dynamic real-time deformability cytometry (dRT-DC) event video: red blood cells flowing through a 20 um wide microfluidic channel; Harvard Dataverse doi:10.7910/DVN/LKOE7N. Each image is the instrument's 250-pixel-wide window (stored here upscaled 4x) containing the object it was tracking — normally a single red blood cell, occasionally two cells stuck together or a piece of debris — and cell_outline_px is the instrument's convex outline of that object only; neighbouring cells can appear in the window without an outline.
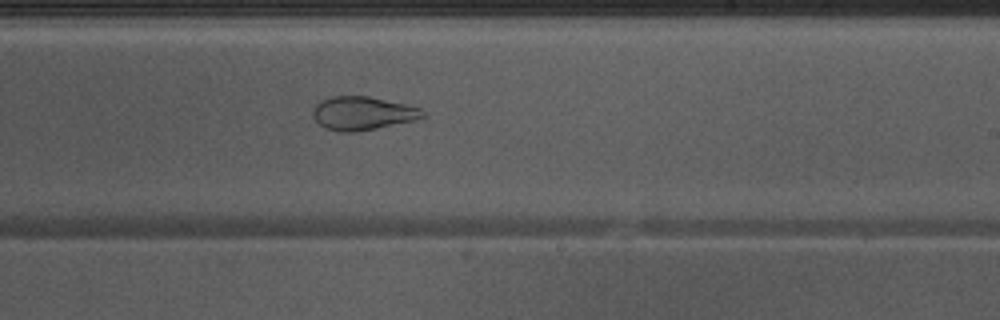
{"species": "Egyptian fruit bat (a non-hibernating species)", "species_latin": "Rousettus aegyptiacus", "temperature_condition": "warm", "stored_images_in_passage": 51, "camera_frame_rate_fps": 3000, "um_per_image_px": 0.085, "animal": {"sex": "male"}, "frame": {"image": 1, "passage_image": 30, "time_ms": 9.667, "image_size_px": [1000, 320], "cell_outline_px": [[424, 120], [356, 132], [340, 132], [324, 128], [312, 116], [312, 108], [320, 100], [332, 96], [368, 96], [404, 104], [420, 108], [424, 112]], "centroid_in_image_um": [30.85, 9.65], "position_along_channel_um": 258.2, "area_um2": 21.85}}
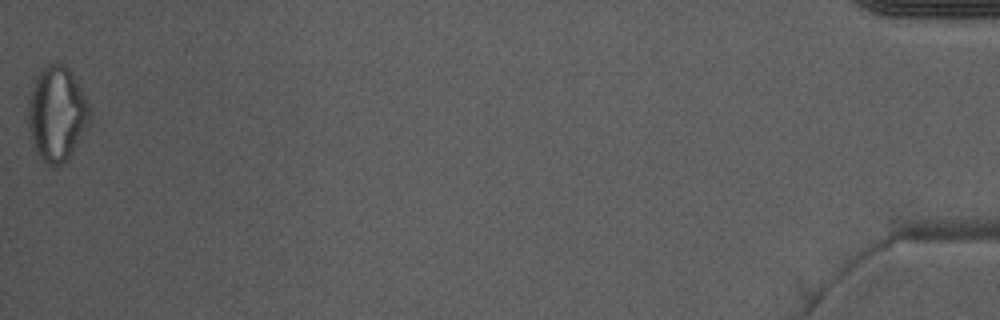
{"frame": {"image": 2, "passage_image": 51, "time_ms": 16.667, "image_size_px": [1000, 320], "cell_outline_px": [[92, 112], [88, 124], [68, 160], [64, 164], [52, 168], [36, 152], [32, 144], [28, 128], [28, 100], [36, 76], [44, 64], [52, 60], [56, 60], [64, 64], [72, 72]], "centroid_in_image_um": [4.81, 9.64], "position_along_channel_um": 430.4, "area_um2": 34.45}, "authors_computed_cell_mechanics": {"area_um2": 29.478, "velocity_mm_per_s": 4.0014, "shape_relaxation_time_tau1_ms": null, "shape_relaxation_time_tau2_ms": 2.3036, "deformation_change_tau1": null, "deformation_change_tau2": 0.0945}}